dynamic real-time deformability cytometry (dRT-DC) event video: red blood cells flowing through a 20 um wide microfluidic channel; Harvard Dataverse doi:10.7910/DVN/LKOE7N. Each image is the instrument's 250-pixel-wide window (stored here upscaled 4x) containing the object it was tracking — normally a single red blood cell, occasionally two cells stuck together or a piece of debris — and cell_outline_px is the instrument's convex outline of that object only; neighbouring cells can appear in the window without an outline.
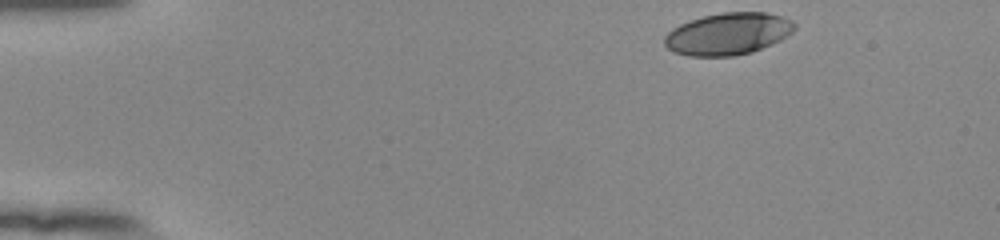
{"species": "human", "species_latin": "Homo sapiens", "temperature_condition": "room temperature", "stored_images_in_passage": 47, "camera_frame_rate_fps": 3000, "um_per_image_px": 0.085, "donor": {"sex": "female"}, "frame": {"image": 1, "passage_image": 1, "time_ms": 0.0, "image_size_px": [1000, 240], "cell_outline_px": [[796, 28], [788, 36], [772, 44], [752, 52], [732, 56], [688, 56], [676, 52], [668, 48], [664, 44], [664, 36], [672, 28], [688, 20], [704, 16], [724, 12], [768, 12], [792, 20], [796, 24]], "centroid_in_image_um": [61.89, 2.87], "position_along_channel_um": 23.1, "area_um2": 31.96}}
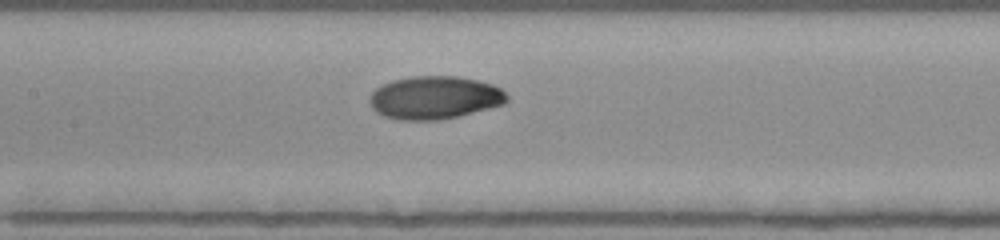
{"frame": {"image": 2, "passage_image": 20, "time_ms": 6.333, "image_size_px": [1000, 240], "cell_outline_px": [[508, 100], [504, 104], [460, 116], [440, 120], [396, 120], [384, 116], [376, 112], [372, 108], [368, 100], [368, 96], [376, 88], [392, 80], [412, 76], [456, 76], [480, 80], [492, 84], [500, 88], [508, 96]], "centroid_in_image_um": [36.93, 8.3], "position_along_channel_um": 170.5, "area_um2": 34.74}}
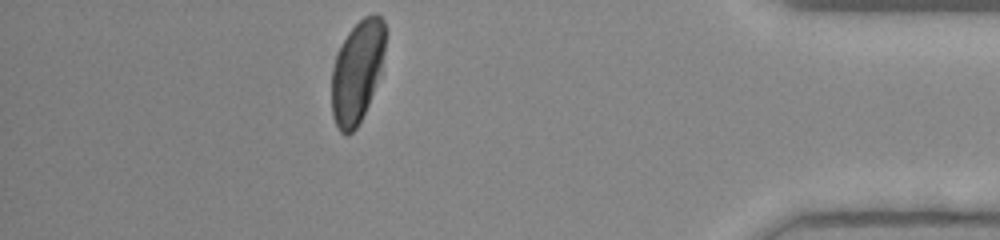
{"frame": {"image": 3, "passage_image": 41, "time_ms": 13.333, "image_size_px": [1000, 240], "cell_outline_px": [[388, 32], [384, 52], [380, 68], [368, 104], [356, 128], [348, 136], [344, 136], [340, 132], [332, 116], [332, 68], [336, 56], [348, 32], [364, 16], [372, 12], [376, 12], [384, 20], [388, 28]], "centroid_in_image_um": [30.37, 6.03], "position_along_channel_um": 404.8, "area_um2": 31.91}, "authors_computed_cell_mechanics": {"area_um2": 33.5818, "velocity_mm_per_s": 3.9038, "shape_relaxation_time_tau1_ms": 4.7032, "shape_relaxation_time_tau2_ms": 1.5433, "deformation_change_tau1": 0.1823, "deformation_change_tau2": 0.0263}}